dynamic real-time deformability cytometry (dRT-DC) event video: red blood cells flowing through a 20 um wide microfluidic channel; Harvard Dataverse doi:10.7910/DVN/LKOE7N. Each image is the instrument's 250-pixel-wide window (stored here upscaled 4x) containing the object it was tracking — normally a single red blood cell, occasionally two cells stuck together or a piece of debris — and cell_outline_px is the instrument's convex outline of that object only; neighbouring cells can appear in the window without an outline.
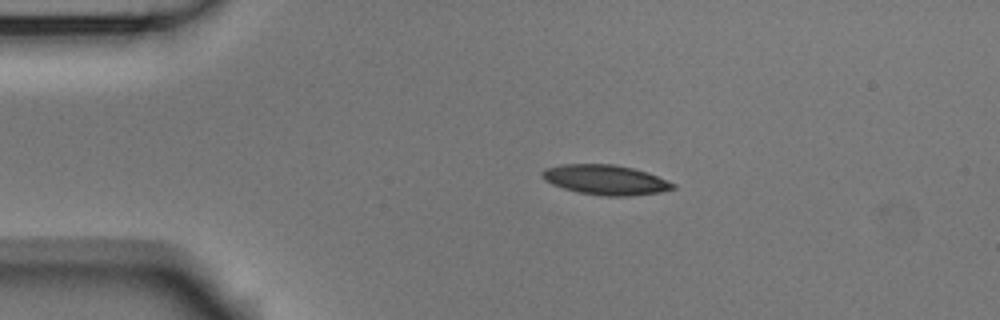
{"species": "Egyptian fruit bat (a non-hibernating species)", "species_latin": "Rousettus aegyptiacus", "temperature_condition": "room temperature", "stored_images_in_passage": 6, "camera_frame_rate_fps": 3000, "um_per_image_px": 0.085, "animal": {"sex": "male"}, "frame": {"image": 1, "passage_image": 2, "time_ms": 0.333, "image_size_px": [1000, 320], "cell_outline_px": [[676, 188], [660, 192], [628, 196], [604, 196], [580, 192], [564, 188], [552, 184], [544, 180], [540, 172], [544, 168], [560, 164], [616, 164], [648, 172], [668, 180], [676, 184]], "centroid_in_image_um": [51.47, 15.27], "position_along_channel_um": 33.5, "area_um2": 22.89}}
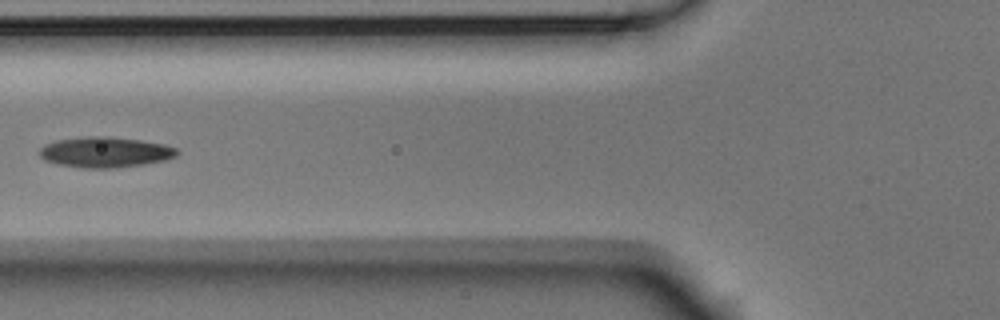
{"frame": {"image": 2, "passage_image": 5, "time_ms": 1.333, "image_size_px": [1000, 320], "cell_outline_px": [[180, 152], [176, 156], [164, 160], [144, 164], [116, 168], [80, 168], [56, 164], [44, 160], [40, 156], [40, 148], [44, 144], [56, 140], [84, 136], [108, 136], [140, 140], [164, 144], [176, 148]], "centroid_in_image_um": [8.91, 12.93], "position_along_channel_um": 116.9, "area_um2": 24.68}}
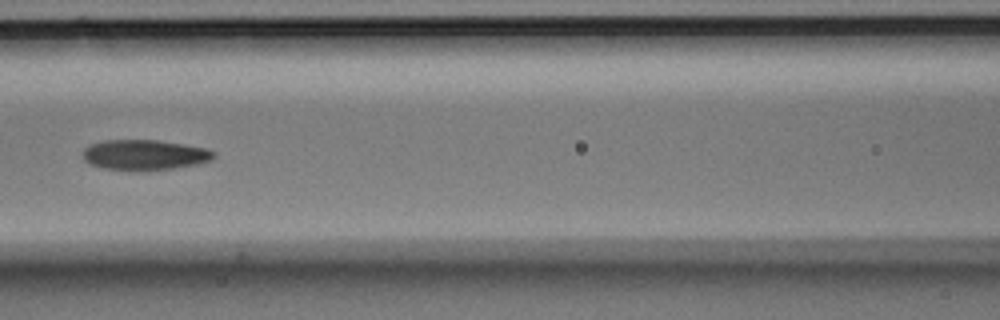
{"frame": {"image": 3, "passage_image": 6, "time_ms": 1.667, "image_size_px": [1000, 320], "cell_outline_px": [[216, 156], [212, 160], [196, 164], [172, 168], [104, 168], [88, 164], [84, 160], [84, 148], [88, 144], [104, 140], [156, 140], [184, 144], [204, 148], [216, 152]], "centroid_in_image_um": [12.28, 13.12], "position_along_channel_um": 154.3, "area_um2": 22.43}}